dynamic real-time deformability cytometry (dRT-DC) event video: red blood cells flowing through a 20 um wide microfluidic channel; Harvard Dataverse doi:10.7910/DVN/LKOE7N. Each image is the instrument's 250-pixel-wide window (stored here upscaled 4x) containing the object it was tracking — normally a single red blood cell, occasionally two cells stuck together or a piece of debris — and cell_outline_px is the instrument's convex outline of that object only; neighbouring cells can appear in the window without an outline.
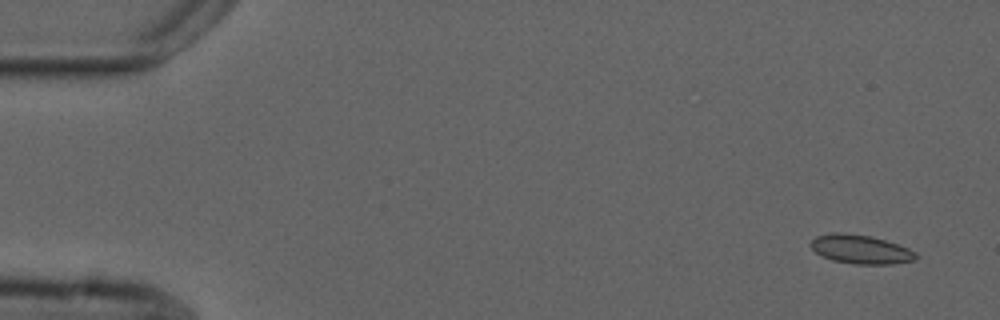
{"species": "common noctule bat (a hibernating species)", "species_latin": "Nyctalus noctula", "temperature_condition": "cold", "stored_images_in_passage": 4, "camera_frame_rate_fps": 3000, "um_per_image_px": 0.085, "animal": {"sex": "male", "forearm_length_mm": 52.5}, "frame": {"image": 1, "passage_image": 1, "time_ms": 0.0, "image_size_px": [1000, 320], "cell_outline_px": [[916, 260], [892, 264], [852, 264], [832, 260], [816, 252], [808, 244], [816, 236], [832, 232], [844, 232], [872, 236], [908, 248], [916, 252]], "centroid_in_image_um": [73.14, 21.18], "position_along_channel_um": 11.9, "area_um2": 17.74}}
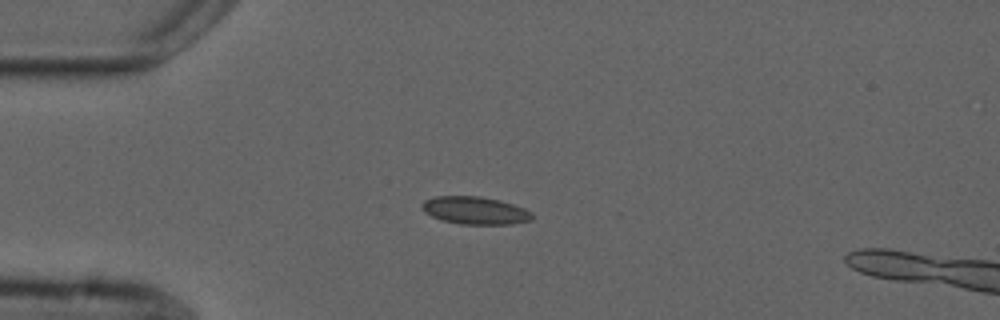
{"frame": {"image": 2, "passage_image": 4, "time_ms": 3.667, "image_size_px": [1000, 320], "cell_outline_px": [[536, 216], [532, 220], [512, 224], [460, 224], [440, 220], [424, 212], [420, 208], [420, 204], [424, 200], [436, 196], [480, 196], [500, 200], [524, 208], [532, 212]], "centroid_in_image_um": [40.38, 17.89], "position_along_channel_um": 44.6, "area_um2": 18.03}}